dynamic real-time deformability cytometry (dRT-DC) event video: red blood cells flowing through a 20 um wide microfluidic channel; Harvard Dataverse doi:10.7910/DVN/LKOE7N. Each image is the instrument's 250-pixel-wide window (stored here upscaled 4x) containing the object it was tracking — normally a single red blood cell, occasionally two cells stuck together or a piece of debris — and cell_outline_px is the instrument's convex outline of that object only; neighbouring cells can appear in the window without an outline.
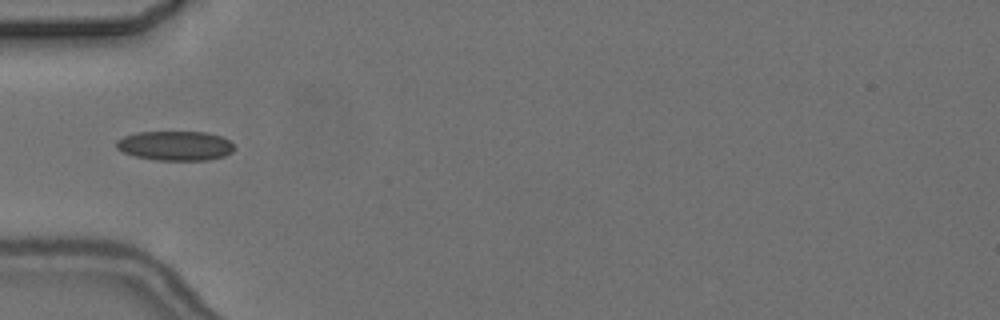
{"species": "common noctule bat (a hibernating species)", "species_latin": "Nyctalus noctula", "temperature_condition": "cold", "stored_images_in_passage": 3, "camera_frame_rate_fps": 3000, "um_per_image_px": 0.085, "animal": {"sex": "female", "body_mass_g": 24.6, "forearm_length_mm": 56.2}, "frame": {"image": 1, "passage_image": 1, "time_ms": 0.0, "image_size_px": [1000, 320], "cell_outline_px": [[236, 148], [232, 152], [224, 156], [208, 160], [156, 160], [136, 156], [124, 152], [116, 148], [116, 140], [124, 136], [136, 132], [208, 132], [220, 136], [228, 140]], "centroid_in_image_um": [14.9, 12.38], "position_along_channel_um": 70.1, "area_um2": 20.29}}
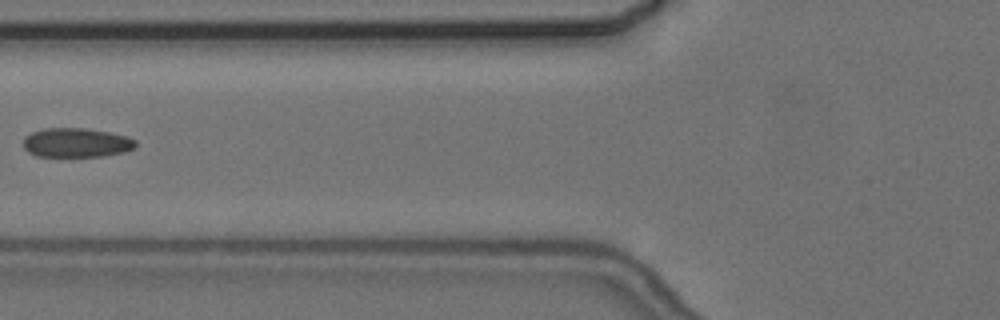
{"frame": {"image": 2, "passage_image": 2, "time_ms": 1.333, "image_size_px": [1000, 320], "cell_outline_px": [[136, 144], [132, 148], [124, 152], [104, 156], [36, 156], [28, 152], [24, 148], [24, 136], [32, 132], [44, 128], [84, 128], [108, 132], [128, 136], [136, 140]], "centroid_in_image_um": [6.47, 12.12], "position_along_channel_um": 119.3, "area_um2": 19.13}}
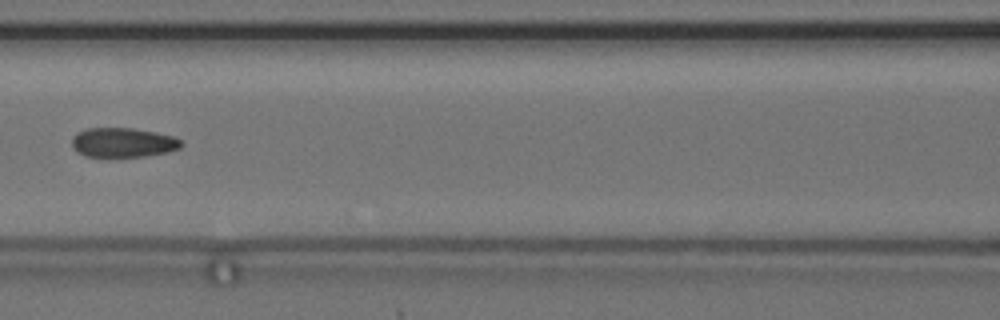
{"frame": {"image": 3, "passage_image": 3, "time_ms": 2.333, "image_size_px": [1000, 320], "cell_outline_px": [[184, 144], [180, 148], [168, 152], [144, 156], [84, 156], [76, 152], [72, 148], [72, 136], [76, 132], [88, 128], [132, 128], [156, 132], [172, 136], [180, 140]], "centroid_in_image_um": [10.43, 12.11], "position_along_channel_um": 156.2, "area_um2": 18.84}}